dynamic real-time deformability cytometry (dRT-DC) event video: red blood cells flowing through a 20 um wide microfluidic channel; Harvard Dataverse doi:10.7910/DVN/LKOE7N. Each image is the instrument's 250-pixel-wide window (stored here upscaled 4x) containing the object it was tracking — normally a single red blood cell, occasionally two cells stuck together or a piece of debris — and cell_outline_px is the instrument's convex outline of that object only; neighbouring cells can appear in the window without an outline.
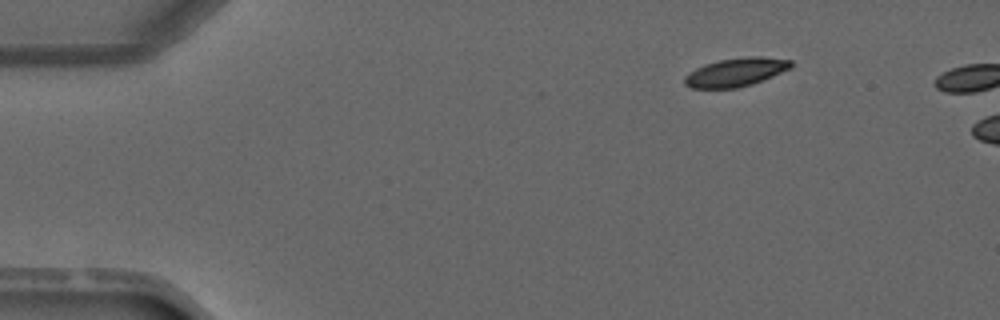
{"species": "common noctule bat (a hibernating species)", "species_latin": "Nyctalus noctula", "temperature_condition": "warm", "stored_images_in_passage": 4, "camera_frame_rate_fps": 3000, "um_per_image_px": 0.085, "animal": {"sex": "male", "forearm_length_mm": 52.5}, "frame": {"image": 1, "passage_image": 1, "time_ms": 0.0, "image_size_px": [1000, 320], "cell_outline_px": [[792, 68], [752, 84], [736, 88], [692, 88], [684, 84], [684, 76], [688, 72], [704, 64], [720, 60], [748, 56], [760, 56], [792, 60]], "centroid_in_image_um": [62.53, 6.13], "position_along_channel_um": 22.5, "area_um2": 17.69}}